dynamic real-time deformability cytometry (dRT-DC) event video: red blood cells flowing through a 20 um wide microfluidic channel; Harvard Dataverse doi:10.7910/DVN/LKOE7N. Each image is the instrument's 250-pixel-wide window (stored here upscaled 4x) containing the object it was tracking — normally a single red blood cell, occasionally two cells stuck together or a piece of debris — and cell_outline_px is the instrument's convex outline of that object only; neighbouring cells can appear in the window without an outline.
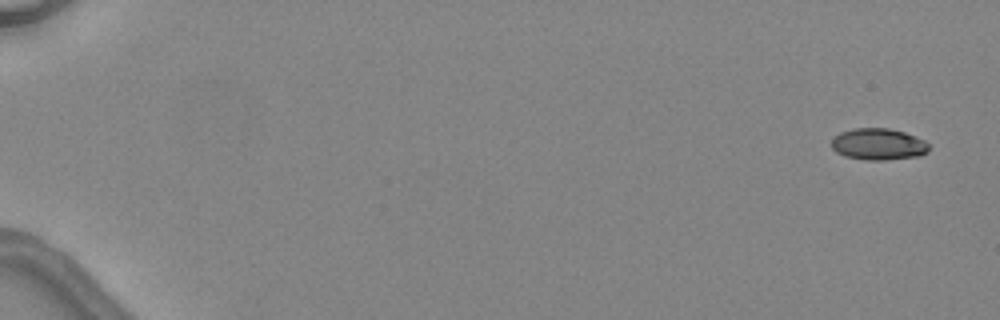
{"species": "common noctule bat (a hibernating species)", "species_latin": "Nyctalus noctula", "temperature_condition": "warm", "stored_images_in_passage": 6, "camera_frame_rate_fps": 3000, "um_per_image_px": 0.085, "animal": {"sex": "female", "body_mass_g": 24.6, "forearm_length_mm": 56.2}, "frame": {"image": 1, "passage_image": 1, "time_ms": 0.0, "image_size_px": [1000, 320], "cell_outline_px": [[928, 152], [920, 156], [888, 160], [864, 160], [844, 156], [836, 152], [832, 148], [832, 140], [840, 132], [852, 128], [888, 128], [904, 132], [924, 140], [928, 144]], "centroid_in_image_um": [74.66, 12.27], "position_along_channel_um": 10.3, "area_um2": 18.03}}
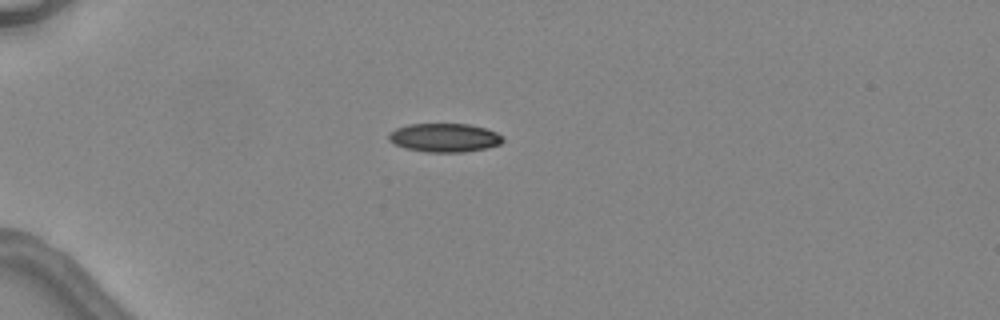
{"frame": {"image": 2, "passage_image": 4, "time_ms": 4.333, "image_size_px": [1000, 320], "cell_outline_px": [[504, 140], [500, 144], [488, 148], [464, 152], [428, 152], [404, 148], [388, 140], [388, 136], [396, 128], [408, 124], [472, 124], [488, 128], [504, 136]], "centroid_in_image_um": [37.84, 11.7], "position_along_channel_um": 47.2, "area_um2": 19.25}}